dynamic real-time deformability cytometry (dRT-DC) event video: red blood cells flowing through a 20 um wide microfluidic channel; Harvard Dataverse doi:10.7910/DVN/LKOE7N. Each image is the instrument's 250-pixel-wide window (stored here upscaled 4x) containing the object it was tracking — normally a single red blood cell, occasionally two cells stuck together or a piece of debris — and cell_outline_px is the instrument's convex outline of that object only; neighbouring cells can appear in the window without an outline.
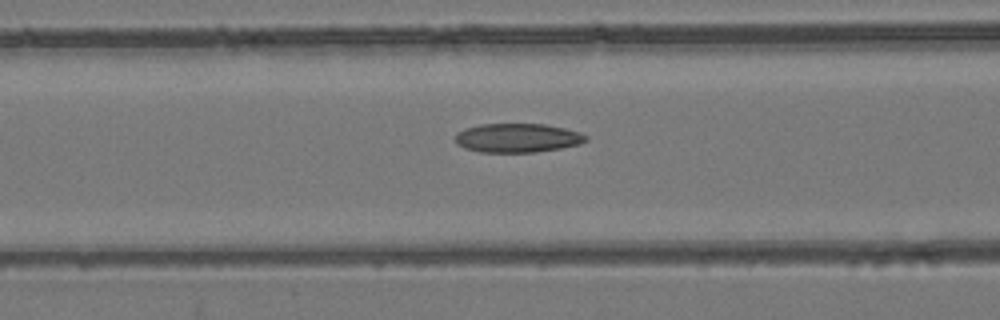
{"species": "common noctule bat (a hibernating species)", "species_latin": "Nyctalus noctula", "temperature_condition": "room temperature", "stored_images_in_passage": 30, "camera_frame_rate_fps": 3000, "um_per_image_px": 0.085, "animal": {"sex": "female", "body_mass_g": 24.6, "forearm_length_mm": 56.2}, "frame": {"image": 1, "passage_image": 8, "time_ms": 2.333, "image_size_px": [1000, 320], "cell_outline_px": [[588, 140], [580, 144], [560, 148], [536, 152], [480, 152], [464, 148], [456, 144], [456, 132], [464, 128], [480, 124], [544, 124], [564, 128], [580, 132], [588, 136]], "centroid_in_image_um": [43.98, 11.72], "position_along_channel_um": 122.6, "area_um2": 22.2}}
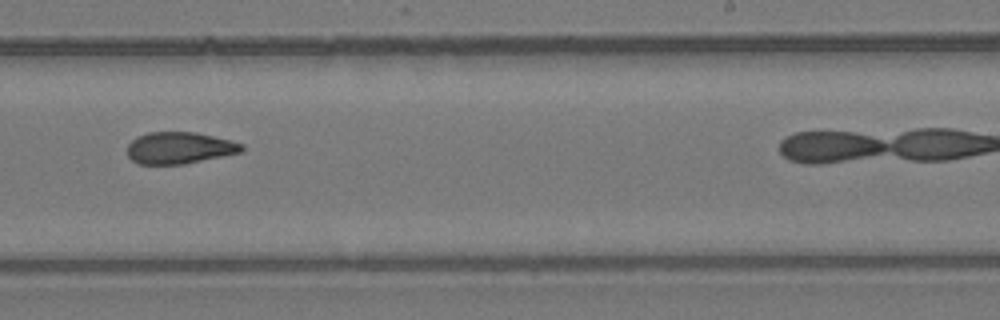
{"frame": {"image": 2, "passage_image": 20, "time_ms": 6.333, "image_size_px": [1000, 320], "cell_outline_px": [[244, 148], [240, 152], [184, 164], [140, 164], [132, 160], [128, 156], [128, 144], [136, 136], [148, 132], [196, 132], [244, 144]], "centroid_in_image_um": [15.21, 12.56], "position_along_channel_um": 273.8, "area_um2": 20.98}}
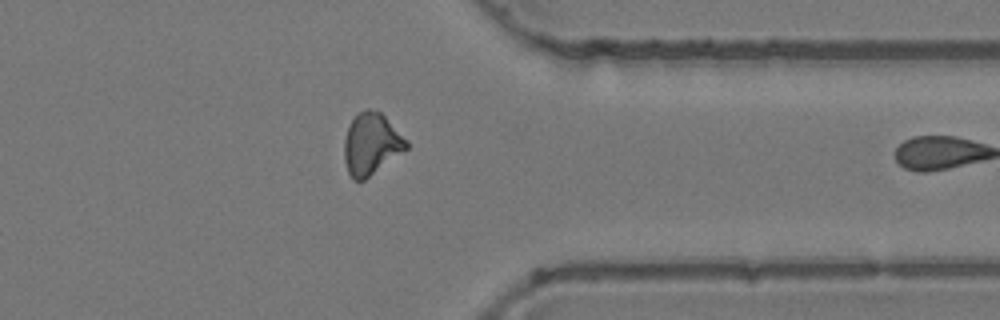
{"frame": {"image": 3, "passage_image": 29, "time_ms": 9.333, "image_size_px": [1000, 320], "cell_outline_px": [[408, 148], [364, 180], [352, 180], [348, 172], [344, 160], [344, 140], [348, 124], [364, 108], [368, 108], [380, 112], [408, 140]], "centroid_in_image_um": [31.54, 12.23], "position_along_channel_um": 379.9, "area_um2": 22.25}}